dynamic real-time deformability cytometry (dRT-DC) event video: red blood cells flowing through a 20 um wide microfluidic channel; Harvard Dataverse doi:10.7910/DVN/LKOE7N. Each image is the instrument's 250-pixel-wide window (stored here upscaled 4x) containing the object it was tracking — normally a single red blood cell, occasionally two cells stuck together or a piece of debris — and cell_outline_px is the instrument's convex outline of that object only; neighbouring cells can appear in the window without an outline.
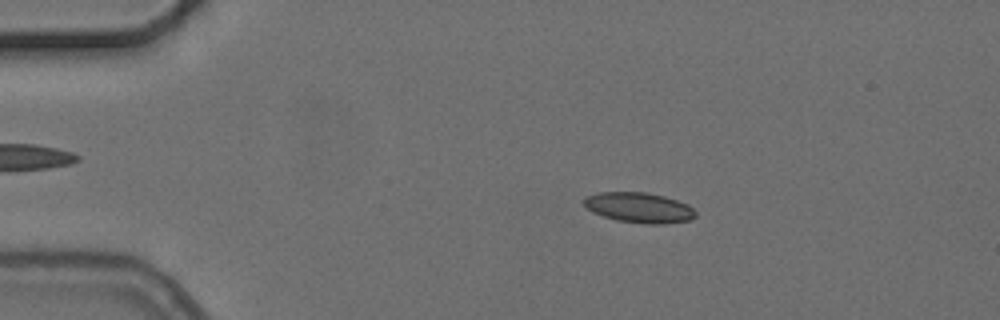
{"species": "common noctule bat (a hibernating species)", "species_latin": "Nyctalus noctula", "temperature_condition": "cold", "stored_images_in_passage": 3, "camera_frame_rate_fps": 3000, "um_per_image_px": 0.085, "animal": {"sex": "female", "body_mass_g": 24.6, "forearm_length_mm": 56.2}, "frame": {"image": 1, "passage_image": 2, "time_ms": 1.0, "image_size_px": [1000, 320], "cell_outline_px": [[696, 216], [688, 220], [664, 224], [644, 224], [616, 220], [592, 212], [584, 204], [584, 196], [596, 192], [648, 192], [664, 196], [688, 204], [696, 212]], "centroid_in_image_um": [54.31, 17.64], "position_along_channel_um": 30.7, "area_um2": 19.77}}